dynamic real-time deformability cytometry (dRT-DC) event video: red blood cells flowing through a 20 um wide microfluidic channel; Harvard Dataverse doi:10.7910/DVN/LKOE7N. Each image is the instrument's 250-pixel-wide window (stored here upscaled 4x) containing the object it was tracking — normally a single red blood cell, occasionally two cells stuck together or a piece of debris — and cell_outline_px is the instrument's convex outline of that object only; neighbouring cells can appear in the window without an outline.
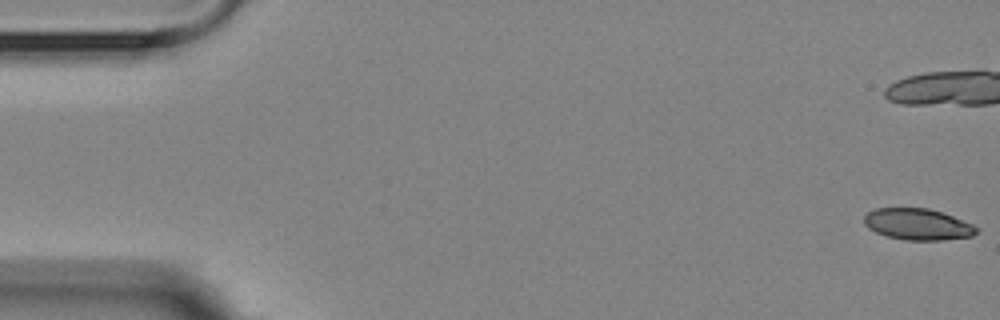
{"species": "Egyptian fruit bat (a non-hibernating species)", "species_latin": "Rousettus aegyptiacus", "temperature_condition": "room temperature", "stored_images_in_passage": 11, "camera_frame_rate_fps": 3000, "um_per_image_px": 0.085, "animal": {"sex": "female"}, "frame": {"image": 1, "passage_image": 1, "time_ms": 0.0, "image_size_px": [1000, 320], "cell_outline_px": [[980, 228], [972, 236], [940, 240], [904, 240], [888, 236], [876, 232], [868, 228], [864, 224], [864, 216], [868, 212], [876, 208], [928, 208], [952, 216], [972, 224]], "centroid_in_image_um": [77.99, 19.06], "position_along_channel_um": 7.0, "area_um2": 20.4}}
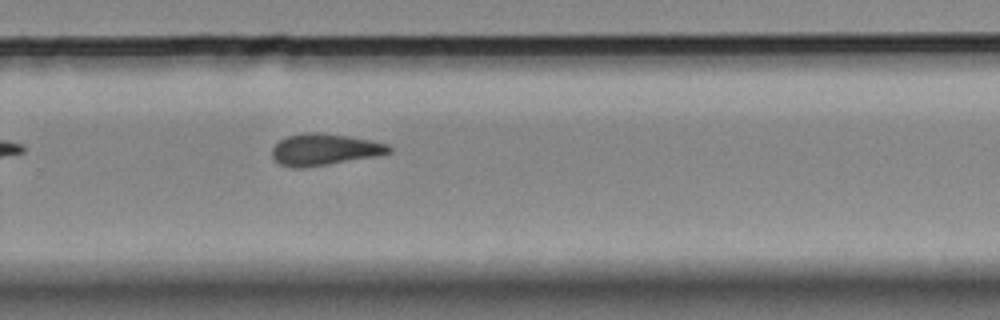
{"frame": {"image": 2, "passage_image": 11, "time_ms": 13.0, "image_size_px": [1000, 320], "cell_outline_px": [[392, 152], [380, 156], [304, 168], [292, 168], [280, 164], [272, 156], [272, 148], [280, 140], [288, 136], [304, 132], [320, 132], [348, 136], [388, 144], [392, 148]], "centroid_in_image_um": [27.6, 12.72], "position_along_channel_um": 302.2, "area_um2": 21.68}}